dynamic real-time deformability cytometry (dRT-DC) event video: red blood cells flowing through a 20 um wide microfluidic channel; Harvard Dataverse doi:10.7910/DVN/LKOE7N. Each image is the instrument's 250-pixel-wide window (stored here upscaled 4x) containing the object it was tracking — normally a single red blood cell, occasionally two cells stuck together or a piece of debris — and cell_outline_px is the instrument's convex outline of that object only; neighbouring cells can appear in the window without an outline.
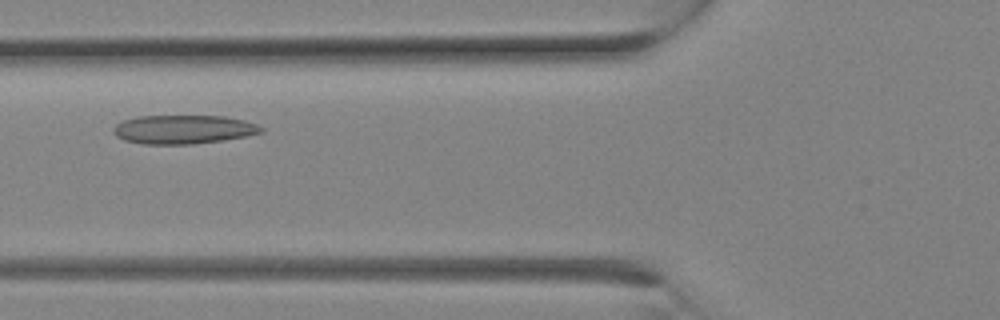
{"species": "Egyptian fruit bat (a non-hibernating species)", "species_latin": "Rousettus aegyptiacus", "temperature_condition": "room temperature", "stored_images_in_passage": 6, "camera_frame_rate_fps": 3000, "um_per_image_px": 0.085, "animal": {"sex": "female"}, "frame": {"image": 1, "passage_image": 5, "time_ms": 1.333, "image_size_px": [1000, 320], "cell_outline_px": [[264, 132], [244, 136], [220, 140], [192, 144], [144, 144], [124, 140], [116, 136], [112, 132], [112, 128], [116, 124], [124, 120], [140, 116], [224, 116], [244, 120], [256, 124], [264, 128]], "centroid_in_image_um": [15.56, 11.0], "position_along_channel_um": 110.2, "area_um2": 24.68}}